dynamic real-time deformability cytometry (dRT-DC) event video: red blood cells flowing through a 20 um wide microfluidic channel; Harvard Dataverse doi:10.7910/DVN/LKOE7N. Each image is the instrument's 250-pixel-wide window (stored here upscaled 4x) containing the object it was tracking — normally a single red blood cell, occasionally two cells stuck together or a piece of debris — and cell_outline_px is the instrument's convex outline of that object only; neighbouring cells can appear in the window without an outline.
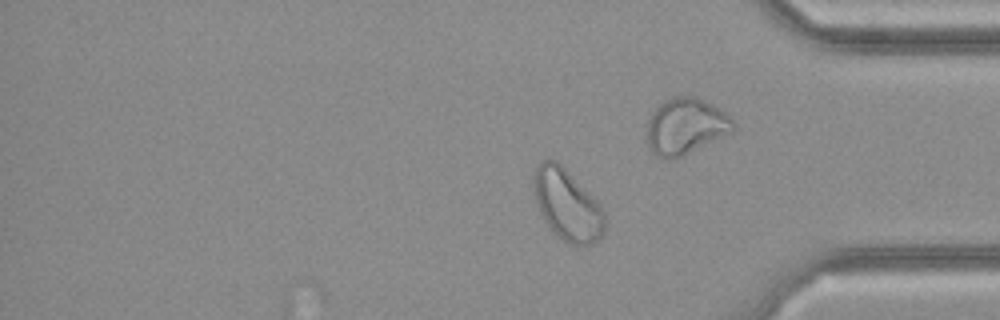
{"species": "common noctule bat (a hibernating species)", "species_latin": "Nyctalus noctula", "temperature_condition": "cold", "stored_images_in_passage": 18, "camera_frame_rate_fps": 3000, "um_per_image_px": 0.085, "animal": {"sex": "female", "body_mass_g": 21.9}, "frame": {"image": 1, "passage_image": 18, "time_ms": 5.667, "image_size_px": [1000, 320], "cell_outline_px": [[604, 232], [600, 240], [592, 244], [572, 244], [556, 236], [552, 232], [536, 200], [532, 188], [532, 180], [536, 164], [540, 160], [556, 160], [600, 204], [604, 212]], "centroid_in_image_um": [48.2, 17.4], "position_along_channel_um": 387.0, "area_um2": 29.13}}